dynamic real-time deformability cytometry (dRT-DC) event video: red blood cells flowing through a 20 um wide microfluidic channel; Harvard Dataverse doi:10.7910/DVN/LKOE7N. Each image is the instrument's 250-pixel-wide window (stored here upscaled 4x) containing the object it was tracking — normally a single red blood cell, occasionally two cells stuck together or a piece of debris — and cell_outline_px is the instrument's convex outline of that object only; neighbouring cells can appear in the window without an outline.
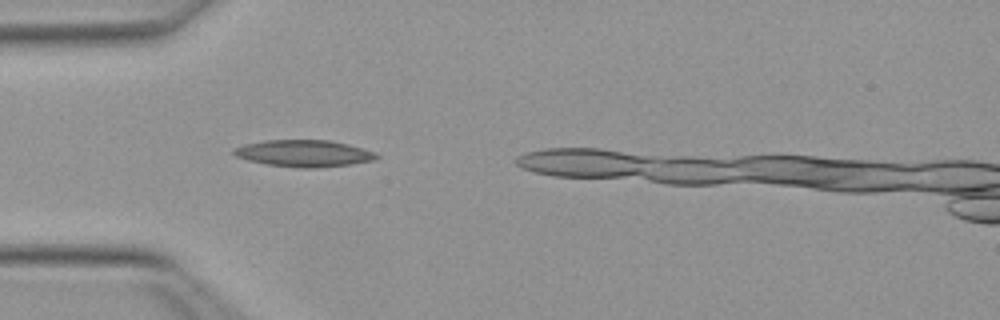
{"species": "Egyptian fruit bat (a non-hibernating species)", "species_latin": "Rousettus aegyptiacus", "temperature_condition": "warm", "stored_images_in_passage": 7, "camera_frame_rate_fps": 3000, "um_per_image_px": 0.085, "animal": {"sex": "female"}, "frame": {"image": 1, "passage_image": 3, "time_ms": 0.667, "image_size_px": [1000, 320], "cell_outline_px": [[380, 156], [372, 160], [352, 164], [316, 168], [300, 168], [268, 164], [248, 160], [236, 156], [232, 152], [232, 148], [244, 144], [264, 140], [328, 140], [348, 144], [376, 152]], "centroid_in_image_um": [25.82, 13.03], "position_along_channel_um": 59.2, "area_um2": 22.25}}